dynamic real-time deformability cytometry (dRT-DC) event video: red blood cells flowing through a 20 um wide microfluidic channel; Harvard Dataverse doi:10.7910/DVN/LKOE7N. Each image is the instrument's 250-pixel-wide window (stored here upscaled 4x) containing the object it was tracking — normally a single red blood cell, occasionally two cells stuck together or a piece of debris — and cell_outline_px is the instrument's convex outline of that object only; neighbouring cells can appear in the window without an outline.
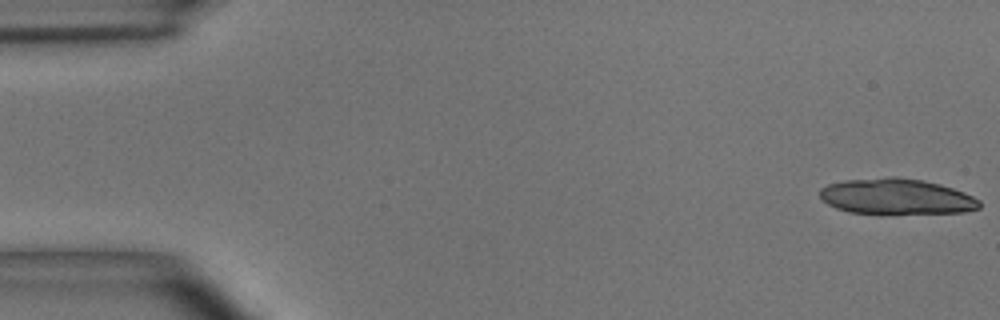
{"species": "common noctule bat (a hibernating species)", "species_latin": "Nyctalus noctula", "temperature_condition": "room temperature", "stored_images_in_passage": 20, "camera_frame_rate_fps": 3000, "um_per_image_px": 0.085, "animal": {"sex": "male", "body_mass_g": 15.6}, "frame": {"image": 1, "passage_image": 1, "time_ms": 0.0, "image_size_px": [1000, 320], "cell_outline_px": [[980, 208], [964, 212], [848, 212], [836, 208], [828, 204], [820, 196], [820, 188], [828, 184], [844, 180], [888, 176], [896, 176], [924, 180], [940, 184], [964, 192], [980, 200]], "centroid_in_image_um": [76.18, 16.67], "position_along_channel_um": 8.8, "area_um2": 32.77}}
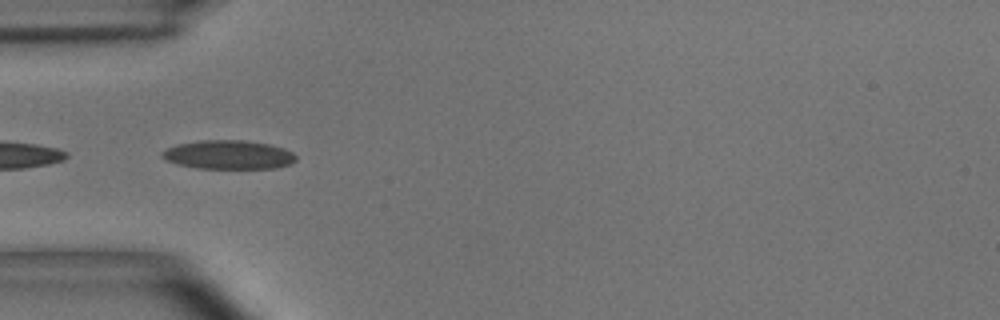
{"frame": {"image": 2, "passage_image": 17, "time_ms": 5.333, "image_size_px": [1000, 320], "cell_outline_px": [[296, 160], [288, 164], [276, 168], [196, 168], [176, 164], [160, 156], [160, 152], [176, 144], [200, 140], [244, 140], [268, 144], [284, 148], [292, 152], [296, 156]], "centroid_in_image_um": [19.39, 13.15], "position_along_channel_um": 65.6, "area_um2": 22.48}}